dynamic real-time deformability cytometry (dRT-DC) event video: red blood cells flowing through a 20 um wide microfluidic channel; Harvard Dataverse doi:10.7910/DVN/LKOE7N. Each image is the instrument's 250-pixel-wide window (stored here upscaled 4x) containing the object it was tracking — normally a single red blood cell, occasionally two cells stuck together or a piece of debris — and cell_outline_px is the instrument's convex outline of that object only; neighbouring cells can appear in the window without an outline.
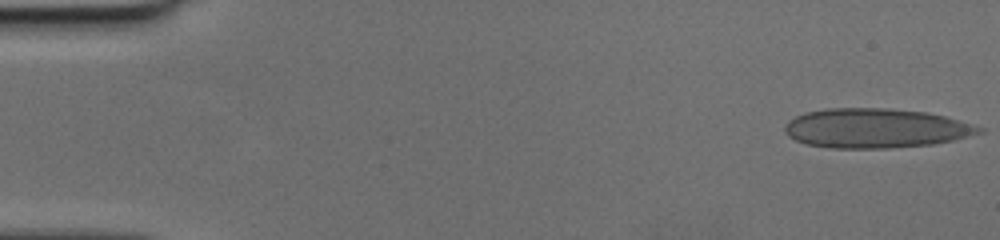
{"species": "human", "species_latin": "Homo sapiens", "temperature_condition": "cold", "stored_images_in_passage": 50, "camera_frame_rate_fps": 3000, "um_per_image_px": 0.085, "donor": {"sex": "female"}, "frame": {"image": 1, "passage_image": 1, "time_ms": 0.0, "image_size_px": [1000, 240], "cell_outline_px": [[984, 132], [952, 140], [932, 144], [888, 148], [832, 148], [808, 144], [796, 140], [788, 136], [784, 132], [784, 128], [788, 120], [804, 112], [824, 108], [888, 108], [928, 112], [944, 116], [984, 128]], "centroid_in_image_um": [74.4, 10.89], "position_along_channel_um": 10.6, "area_um2": 44.68}}
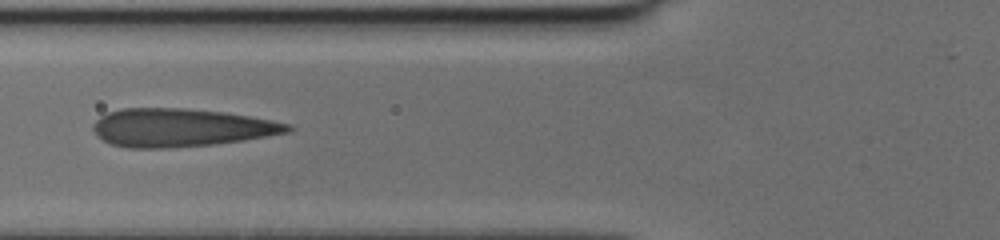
{"frame": {"image": 2, "passage_image": 19, "time_ms": 6.0, "image_size_px": [1000, 240], "cell_outline_px": [[296, 128], [292, 132], [244, 140], [212, 144], [168, 148], [128, 148], [112, 144], [96, 136], [92, 128], [92, 124], [100, 116], [108, 112], [124, 108], [184, 108], [224, 112], [272, 120], [288, 124]], "centroid_in_image_um": [15.38, 10.85], "position_along_channel_um": 110.4, "area_um2": 43.35}}
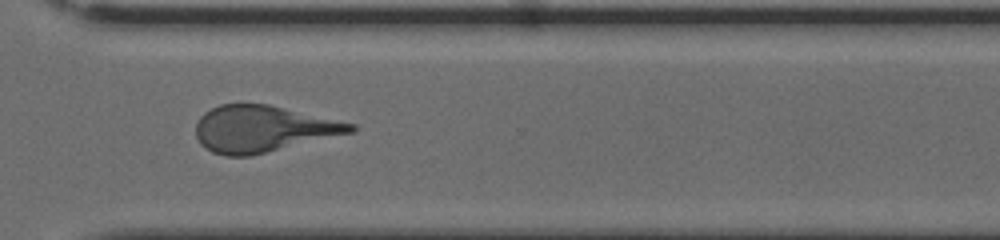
{"frame": {"image": 3, "passage_image": 36, "time_ms": 11.667, "image_size_px": [1000, 240], "cell_outline_px": [[356, 132], [248, 156], [224, 156], [212, 152], [200, 144], [196, 136], [196, 124], [200, 116], [204, 112], [220, 104], [268, 104], [356, 124]], "centroid_in_image_um": [22.34, 10.95], "position_along_channel_um": 348.3, "area_um2": 41.85}}